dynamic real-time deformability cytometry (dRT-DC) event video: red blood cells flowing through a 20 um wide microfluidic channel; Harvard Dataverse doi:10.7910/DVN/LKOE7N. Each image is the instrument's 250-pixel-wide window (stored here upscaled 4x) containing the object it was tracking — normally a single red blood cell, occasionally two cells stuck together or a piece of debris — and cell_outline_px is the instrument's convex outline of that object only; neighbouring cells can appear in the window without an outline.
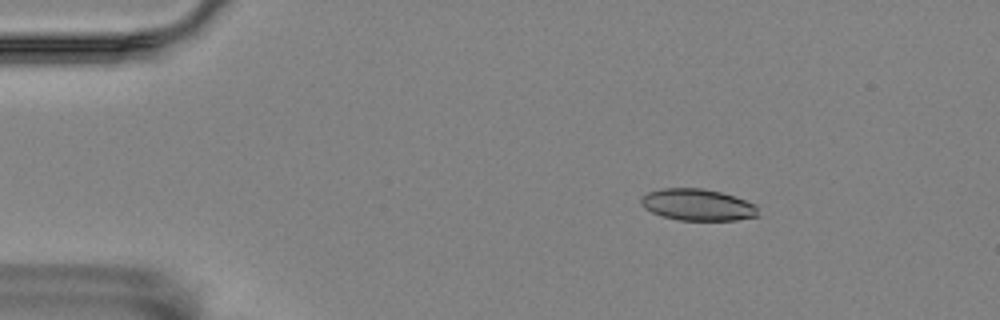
{"species": "Egyptian fruit bat (a non-hibernating species)", "species_latin": "Rousettus aegyptiacus", "temperature_condition": "room temperature", "stored_images_in_passage": 5, "camera_frame_rate_fps": 3000, "um_per_image_px": 0.085, "animal": {"sex": "female"}, "frame": {"image": 1, "passage_image": 2, "time_ms": 0.333, "image_size_px": [1000, 320], "cell_outline_px": [[760, 216], [736, 220], [680, 220], [664, 216], [652, 212], [644, 208], [640, 204], [640, 196], [648, 192], [660, 188], [704, 188], [720, 192], [756, 204]], "centroid_in_image_um": [59.28, 17.4], "position_along_channel_um": 25.7, "area_um2": 21.68}}